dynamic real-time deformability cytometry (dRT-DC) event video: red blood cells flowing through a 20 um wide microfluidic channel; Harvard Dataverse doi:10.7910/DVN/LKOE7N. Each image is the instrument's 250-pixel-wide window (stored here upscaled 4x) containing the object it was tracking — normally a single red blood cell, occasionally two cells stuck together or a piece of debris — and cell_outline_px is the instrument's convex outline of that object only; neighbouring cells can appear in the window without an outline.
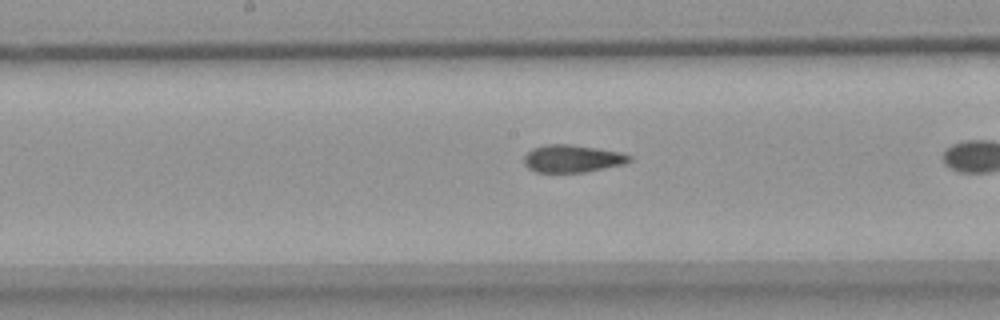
{"species": "common noctule bat (a hibernating species)", "species_latin": "Nyctalus noctula", "temperature_condition": "warm", "stored_images_in_passage": 28, "camera_frame_rate_fps": 3000, "um_per_image_px": 0.085, "animal": {"sex": "female", "body_mass_g": 18.4}, "frame": {"image": 1, "passage_image": 22, "time_ms": 7.0, "image_size_px": [1000, 320], "cell_outline_px": [[632, 160], [624, 164], [584, 172], [536, 172], [528, 168], [524, 164], [524, 156], [532, 148], [544, 144], [572, 144], [620, 152], [632, 156]], "centroid_in_image_um": [48.63, 13.47], "position_along_channel_um": 199.6, "area_um2": 16.94}}
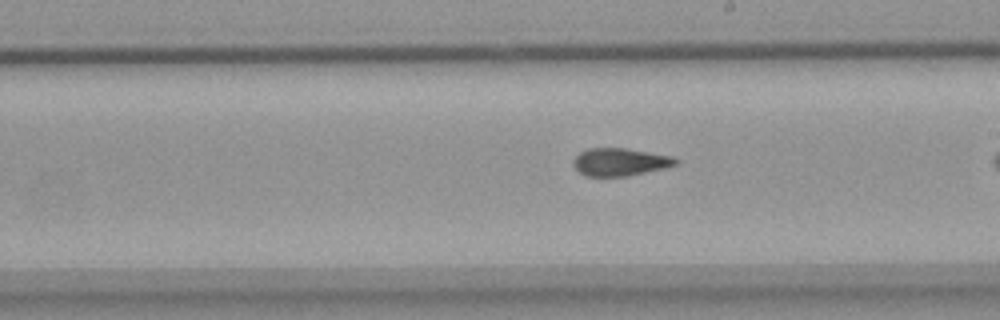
{"frame": {"image": 2, "passage_image": 25, "time_ms": 8.0, "image_size_px": [1000, 320], "cell_outline_px": [[680, 160], [676, 164], [664, 168], [628, 176], [584, 176], [572, 164], [572, 160], [580, 152], [588, 148], [628, 148], [672, 156]], "centroid_in_image_um": [52.69, 13.76], "position_along_channel_um": 236.3, "area_um2": 16.59}}